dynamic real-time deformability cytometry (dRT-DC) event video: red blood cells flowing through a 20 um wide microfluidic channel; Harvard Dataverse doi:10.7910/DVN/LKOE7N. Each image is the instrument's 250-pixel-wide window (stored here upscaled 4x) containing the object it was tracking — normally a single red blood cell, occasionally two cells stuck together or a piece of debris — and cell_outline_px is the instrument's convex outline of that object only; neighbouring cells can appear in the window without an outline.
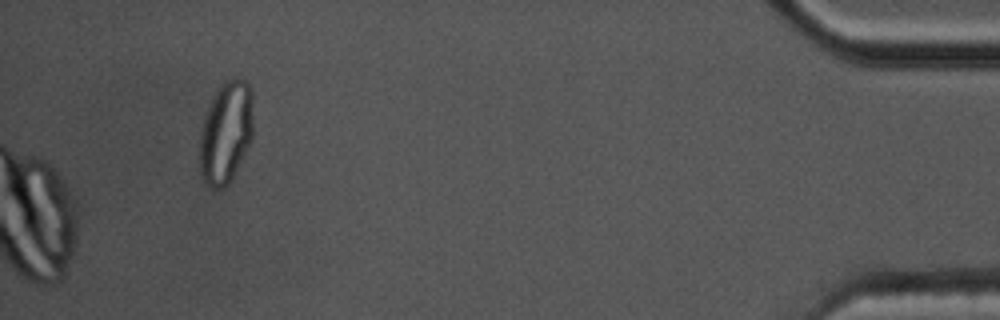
{"species": "common noctule bat (a hibernating species)", "species_latin": "Nyctalus noctula", "temperature_condition": "cold", "stored_images_in_passage": 56, "camera_frame_rate_fps": 3000, "um_per_image_px": 0.085, "animal": {"sex": "male", "body_mass_g": 17.5, "forearm_length_mm": 52.3}, "frame": {"image": 1, "passage_image": 56, "time_ms": 18.333, "image_size_px": [1000, 320], "cell_outline_px": [[252, 136], [228, 184], [224, 188], [212, 188], [200, 176], [200, 132], [204, 116], [208, 104], [216, 88], [224, 80], [232, 76], [244, 80], [252, 88]], "centroid_in_image_um": [19.18, 11.17], "position_along_channel_um": 416.0, "area_um2": 31.91}}